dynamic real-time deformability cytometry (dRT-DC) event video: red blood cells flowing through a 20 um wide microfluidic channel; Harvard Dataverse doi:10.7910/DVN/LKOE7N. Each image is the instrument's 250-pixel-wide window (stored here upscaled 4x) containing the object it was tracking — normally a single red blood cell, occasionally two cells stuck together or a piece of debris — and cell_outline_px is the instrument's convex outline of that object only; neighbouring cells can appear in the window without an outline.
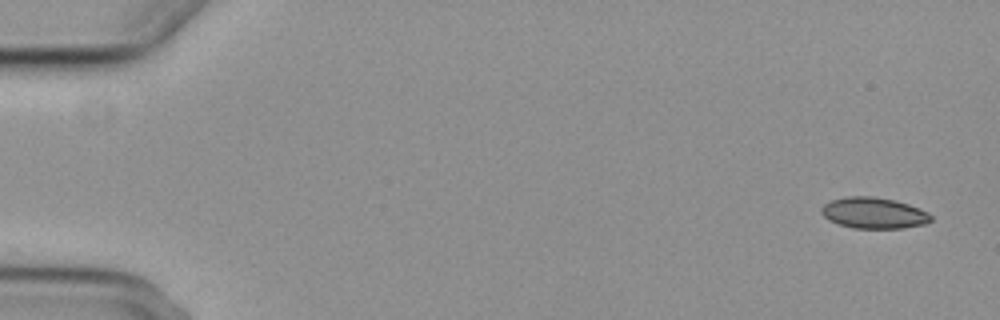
{"species": "common noctule bat (a hibernating species)", "species_latin": "Nyctalus noctula", "temperature_condition": "cold", "stored_images_in_passage": 5, "camera_frame_rate_fps": 3000, "um_per_image_px": 0.085, "animal": {"sex": "female", "body_mass_g": 29.2, "forearm_length_mm": 56.3}, "frame": {"image": 1, "passage_image": 1, "time_ms": 0.0, "image_size_px": [1000, 320], "cell_outline_px": [[932, 220], [924, 224], [900, 228], [852, 228], [828, 220], [820, 212], [820, 208], [824, 204], [832, 200], [844, 196], [872, 196], [896, 200], [920, 208], [928, 212], [932, 216]], "centroid_in_image_um": [74.26, 18.09], "position_along_channel_um": 10.7, "area_um2": 19.94}}